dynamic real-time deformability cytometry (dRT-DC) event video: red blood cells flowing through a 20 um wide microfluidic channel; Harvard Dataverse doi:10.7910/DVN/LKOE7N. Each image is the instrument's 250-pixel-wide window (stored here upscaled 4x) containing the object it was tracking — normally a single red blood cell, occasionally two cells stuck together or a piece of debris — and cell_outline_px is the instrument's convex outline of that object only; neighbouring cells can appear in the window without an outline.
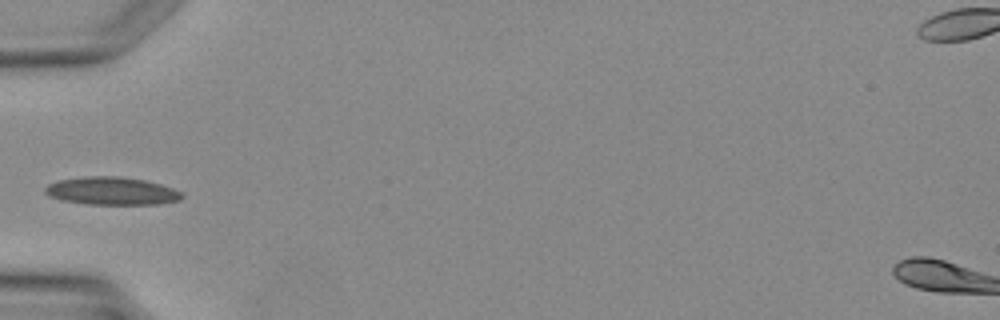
{"species": "Egyptian fruit bat (a non-hibernating species)", "species_latin": "Rousettus aegyptiacus", "temperature_condition": "warm", "stored_images_in_passage": 5, "camera_frame_rate_fps": 3000, "um_per_image_px": 0.085, "animal": {"sex": "female"}, "frame": {"image": 1, "passage_image": 5, "time_ms": 4.667, "image_size_px": [1000, 320], "cell_outline_px": [[184, 196], [180, 200], [160, 204], [88, 204], [64, 200], [48, 196], [44, 192], [44, 188], [48, 184], [60, 180], [84, 176], [120, 176], [144, 180], [160, 184], [172, 188], [180, 192]], "centroid_in_image_um": [9.49, 16.23], "position_along_channel_um": 75.5, "area_um2": 22.14}}